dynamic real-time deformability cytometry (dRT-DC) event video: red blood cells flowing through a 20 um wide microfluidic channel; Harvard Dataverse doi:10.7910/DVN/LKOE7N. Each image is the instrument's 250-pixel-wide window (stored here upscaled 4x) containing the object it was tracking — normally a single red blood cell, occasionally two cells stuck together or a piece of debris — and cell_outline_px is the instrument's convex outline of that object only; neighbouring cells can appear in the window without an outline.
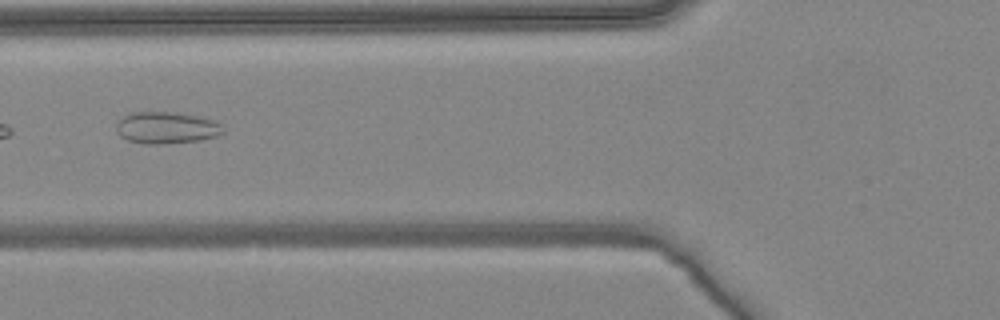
{"species": "common noctule bat (a hibernating species)", "species_latin": "Nyctalus noctula", "temperature_condition": "warm", "stored_images_in_passage": 6, "camera_frame_rate_fps": 3000, "um_per_image_px": 0.085, "animal": {"sex": "female", "body_mass_g": 24.6, "forearm_length_mm": 56.2}, "frame": {"image": 1, "passage_image": 6, "time_ms": 1.667, "image_size_px": [1000, 320], "cell_outline_px": [[224, 132], [216, 136], [200, 140], [160, 144], [144, 144], [128, 140], [120, 136], [116, 132], [116, 124], [124, 116], [132, 112], [176, 112], [216, 120], [224, 124]], "centroid_in_image_um": [14.18, 10.85], "position_along_channel_um": 111.6, "area_um2": 19.94}}